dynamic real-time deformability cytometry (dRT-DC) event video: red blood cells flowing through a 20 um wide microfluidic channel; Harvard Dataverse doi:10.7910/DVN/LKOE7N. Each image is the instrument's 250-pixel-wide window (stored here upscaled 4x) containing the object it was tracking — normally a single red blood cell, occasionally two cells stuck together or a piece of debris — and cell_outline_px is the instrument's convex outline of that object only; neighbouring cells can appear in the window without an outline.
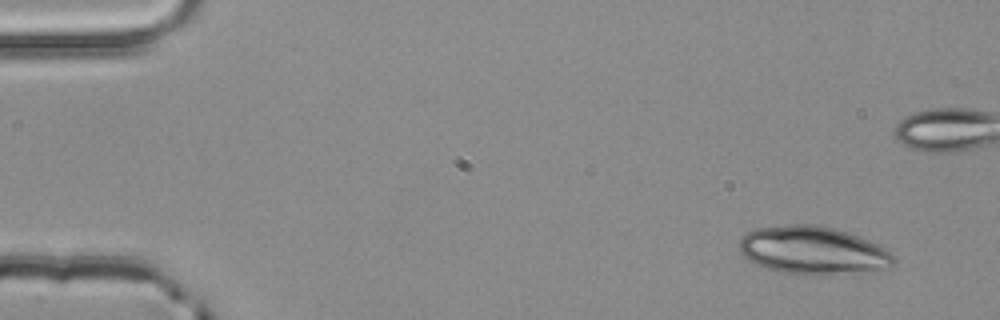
{"species": "common noctule bat (a hibernating species)", "species_latin": "Nyctalus noctula", "temperature_condition": "room temperature", "stored_images_in_passage": 27, "camera_frame_rate_fps": 3000, "um_per_image_px": 0.085, "animal": {"sex": "male", "body_mass_g": 20.4}, "frame": {"image": 1, "passage_image": 1, "time_ms": 0.0, "image_size_px": [1000, 320], "cell_outline_px": [[896, 264], [888, 268], [876, 272], [828, 276], [780, 272], [756, 264], [748, 260], [740, 252], [736, 244], [740, 236], [744, 232], [756, 228], [784, 224], [816, 224], [836, 228], [848, 232], [868, 240], [884, 248], [892, 256]], "centroid_in_image_um": [69.08, 21.29], "position_along_channel_um": 15.9, "area_um2": 44.27}}